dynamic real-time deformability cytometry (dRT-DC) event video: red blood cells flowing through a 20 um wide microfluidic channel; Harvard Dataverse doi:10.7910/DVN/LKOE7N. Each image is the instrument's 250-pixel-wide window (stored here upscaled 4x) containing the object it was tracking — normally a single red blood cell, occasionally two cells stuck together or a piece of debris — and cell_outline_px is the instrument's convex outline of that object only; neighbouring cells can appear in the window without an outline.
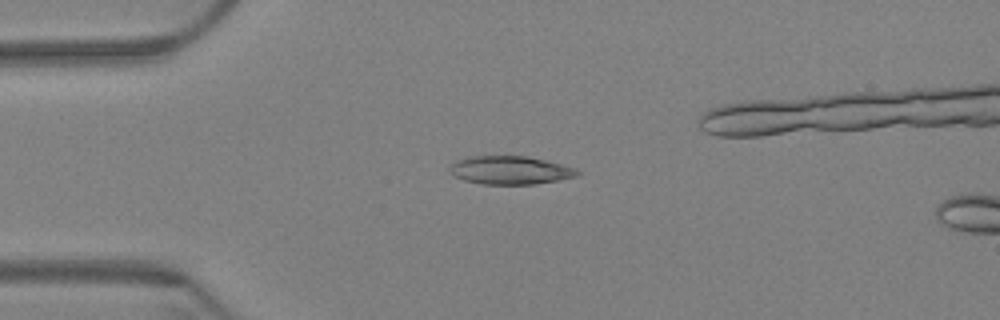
{"species": "Egyptian fruit bat (a non-hibernating species)", "species_latin": "Rousettus aegyptiacus", "temperature_condition": "warm", "stored_images_in_passage": 4, "camera_frame_rate_fps": 3000, "um_per_image_px": 0.085, "animal": {"sex": "female"}, "frame": {"image": 1, "passage_image": 2, "time_ms": 0.333, "image_size_px": [1000, 320], "cell_outline_px": [[580, 172], [576, 176], [536, 184], [480, 184], [464, 180], [452, 176], [448, 172], [448, 168], [456, 160], [468, 156], [524, 156], [544, 160], [576, 168]], "centroid_in_image_um": [43.28, 14.47], "position_along_channel_um": 41.7, "area_um2": 21.04}}